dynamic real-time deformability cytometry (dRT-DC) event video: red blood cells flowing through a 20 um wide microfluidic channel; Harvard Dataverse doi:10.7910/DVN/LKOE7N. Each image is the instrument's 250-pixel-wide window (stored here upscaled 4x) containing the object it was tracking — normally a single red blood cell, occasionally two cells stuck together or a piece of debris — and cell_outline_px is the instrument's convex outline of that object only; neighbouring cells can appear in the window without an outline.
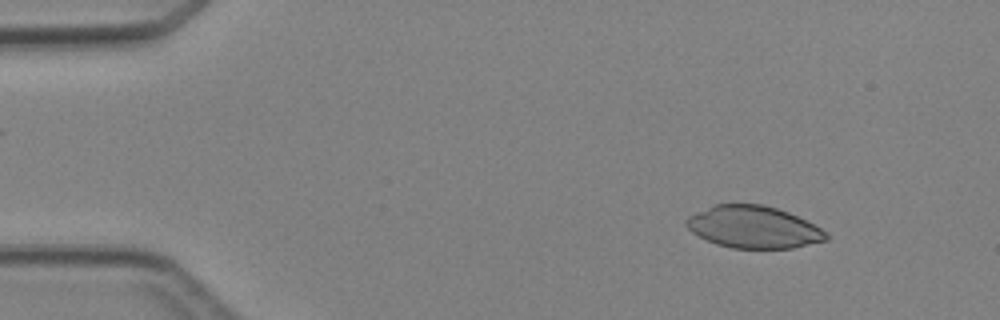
{"species": "Egyptian fruit bat (a non-hibernating species)", "species_latin": "Rousettus aegyptiacus", "temperature_condition": "cold", "stored_images_in_passage": 3, "camera_frame_rate_fps": 3000, "um_per_image_px": 0.085, "animal": {"sex": "female"}, "frame": {"image": 1, "passage_image": 1, "time_ms": 0.0, "image_size_px": [1000, 320], "cell_outline_px": [[828, 240], [792, 248], [732, 248], [716, 244], [692, 232], [684, 224], [684, 220], [688, 216], [696, 212], [716, 204], [764, 204], [788, 212], [820, 228], [828, 236]], "centroid_in_image_um": [64.01, 19.3], "position_along_channel_um": 21.0, "area_um2": 34.04}}